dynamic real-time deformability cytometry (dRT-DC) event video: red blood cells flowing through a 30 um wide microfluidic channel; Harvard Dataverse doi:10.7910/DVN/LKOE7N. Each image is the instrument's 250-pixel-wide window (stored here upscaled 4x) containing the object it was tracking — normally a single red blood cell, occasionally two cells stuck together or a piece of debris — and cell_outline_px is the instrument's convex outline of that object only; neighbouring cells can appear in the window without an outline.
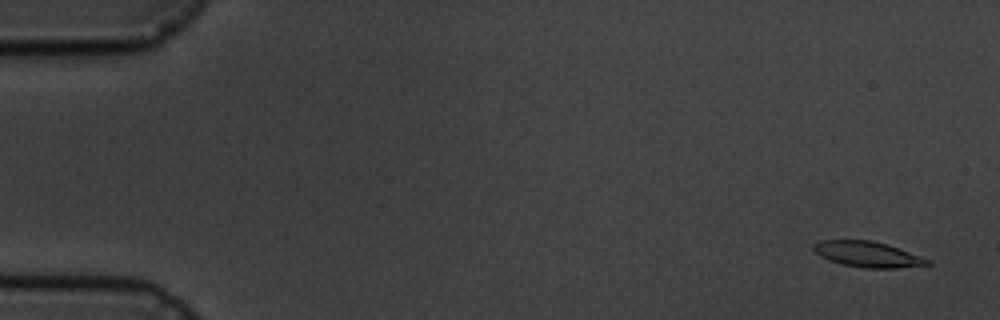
{"species": "common noctule bat (a hibernating species)", "species_latin": "Nyctalus noctula", "temperature_condition": "cold", "stored_images_in_passage": 7, "camera_frame_rate_fps": 3000, "um_per_image_px": 0.085, "animal": {"sex": "male", "body_mass_g": 19.5, "forearm_length_mm": 54.6}, "frame": {"image": 1, "passage_image": 1, "time_ms": 0.0, "image_size_px": [1000, 320], "cell_outline_px": [[932, 264], [896, 268], [864, 268], [840, 264], [828, 260], [820, 256], [812, 248], [812, 244], [820, 240], [872, 240], [888, 244], [932, 260]], "centroid_in_image_um": [73.75, 21.61], "position_along_channel_um": 11.3, "area_um2": 17.22}}
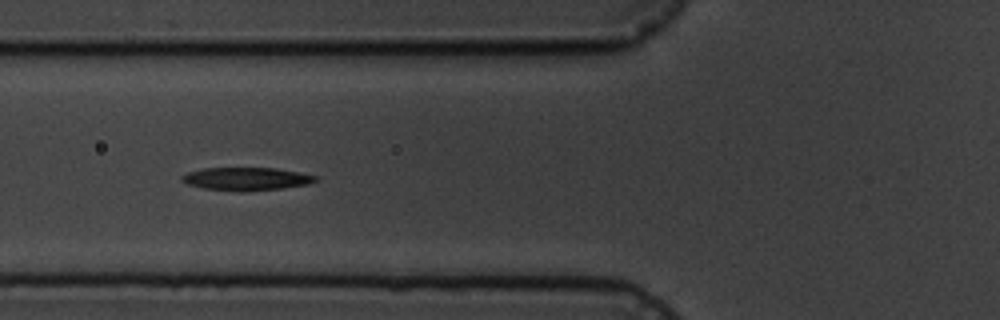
{"frame": {"image": 2, "passage_image": 6, "time_ms": 6.333, "image_size_px": [1000, 320], "cell_outline_px": [[316, 180], [308, 184], [280, 188], [204, 188], [188, 184], [180, 180], [180, 176], [188, 172], [204, 168], [276, 168], [316, 176]], "centroid_in_image_um": [20.9, 15.14], "position_along_channel_um": 104.9, "area_um2": 16.59}}
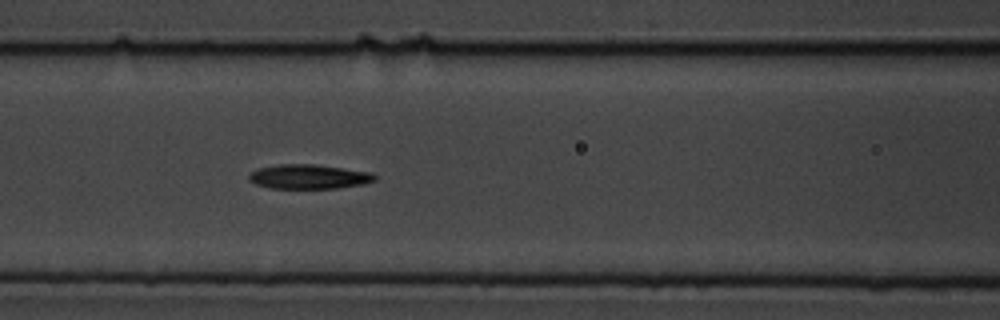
{"frame": {"image": 3, "passage_image": 7, "time_ms": 7.333, "image_size_px": [1000, 320], "cell_outline_px": [[376, 180], [364, 184], [336, 188], [272, 188], [256, 184], [248, 180], [248, 176], [252, 172], [260, 168], [276, 164], [316, 164], [372, 172], [376, 176]], "centroid_in_image_um": [26.28, 15.01], "position_along_channel_um": 140.3, "area_um2": 17.92}}